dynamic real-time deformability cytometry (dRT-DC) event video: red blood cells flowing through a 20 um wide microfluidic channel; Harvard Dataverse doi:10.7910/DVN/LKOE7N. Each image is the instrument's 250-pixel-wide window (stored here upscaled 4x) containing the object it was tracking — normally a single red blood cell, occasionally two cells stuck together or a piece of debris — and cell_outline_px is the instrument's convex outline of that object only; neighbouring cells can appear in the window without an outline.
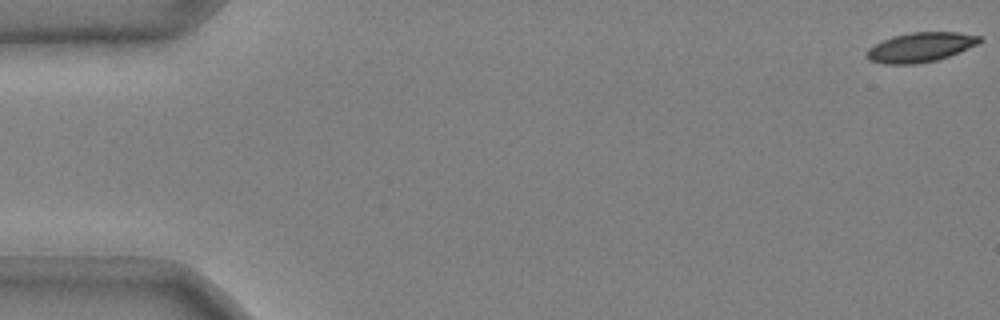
{"species": "common noctule bat (a hibernating species)", "species_latin": "Nyctalus noctula", "temperature_condition": "cold", "stored_images_in_passage": 48, "camera_frame_rate_fps": 3000, "um_per_image_px": 0.085, "animal": {"sex": "male", "body_mass_g": 20.4}, "frame": {"image": 1, "passage_image": 1, "time_ms": 0.0, "image_size_px": [1000, 320], "cell_outline_px": [[984, 40], [968, 48], [948, 56], [936, 60], [916, 64], [884, 64], [868, 60], [864, 56], [868, 48], [892, 36], [912, 32], [956, 32], [984, 36]], "centroid_in_image_um": [78.23, 4.01], "position_along_channel_um": 6.8, "area_um2": 19.48}}
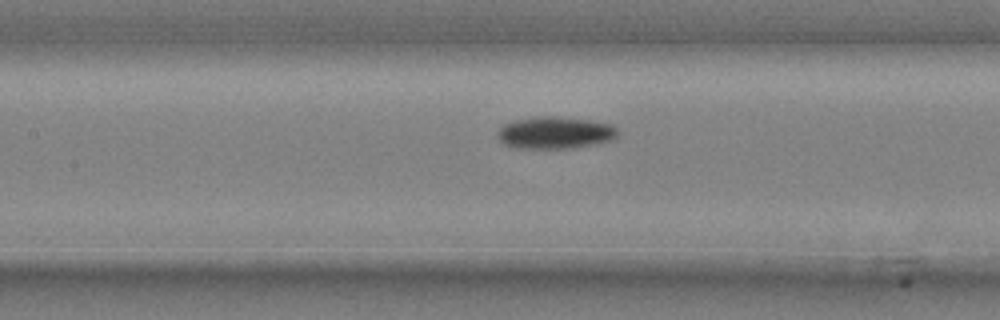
{"frame": {"image": 2, "passage_image": 25, "time_ms": 8.0, "image_size_px": [1000, 320], "cell_outline_px": [[616, 136], [612, 140], [576, 148], [512, 148], [504, 144], [496, 136], [496, 132], [504, 124], [516, 120], [536, 116], [556, 116], [592, 120], [612, 124], [616, 128]], "centroid_in_image_um": [47.16, 11.28], "position_along_channel_um": 160.2, "area_um2": 22.66}}
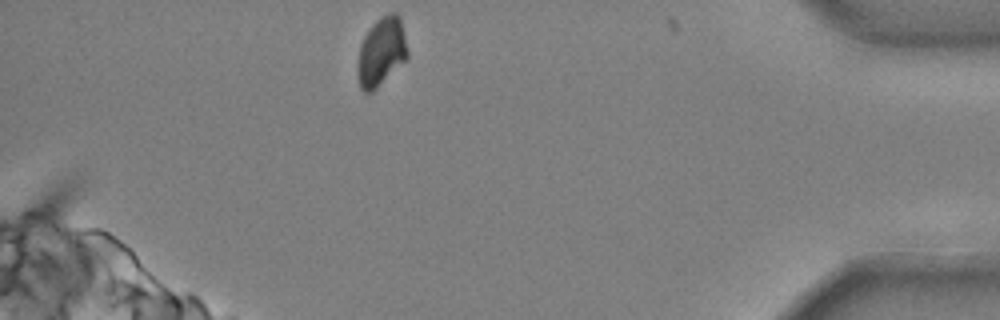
{"frame": {"image": 3, "passage_image": 48, "time_ms": 15.667, "image_size_px": [1000, 320], "cell_outline_px": [[408, 56], [372, 92], [364, 92], [360, 88], [356, 72], [356, 68], [360, 44], [364, 36], [376, 20], [380, 16], [392, 12], [396, 12], [400, 16], [408, 52]], "centroid_in_image_um": [32.38, 4.38], "position_along_channel_um": 402.8, "area_um2": 19.83}, "authors_computed_cell_mechanics": {"area_um2": 21.2126, "velocity_mm_per_s": 3.6923, "shape_relaxation_time_tau1_ms": 6.0525, "shape_relaxation_time_tau2_ms": null, "deformation_change_tau1": 0.1692, "deformation_change_tau2": null}}